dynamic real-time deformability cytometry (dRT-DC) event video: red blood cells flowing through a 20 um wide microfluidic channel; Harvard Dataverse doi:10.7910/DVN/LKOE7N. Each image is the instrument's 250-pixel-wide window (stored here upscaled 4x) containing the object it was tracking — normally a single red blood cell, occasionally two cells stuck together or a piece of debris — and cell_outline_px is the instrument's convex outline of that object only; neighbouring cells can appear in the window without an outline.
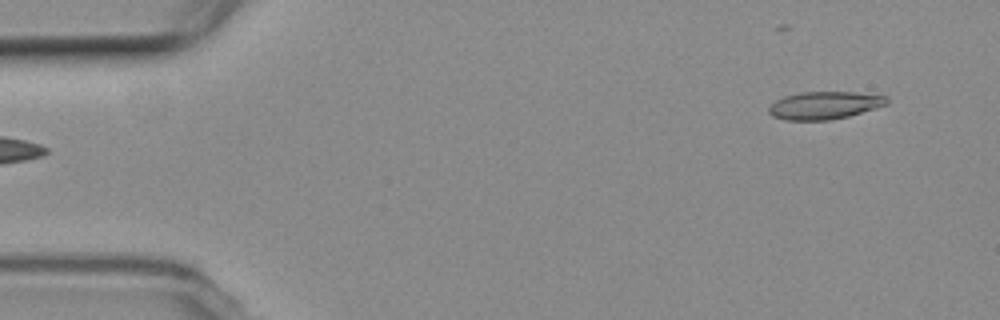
{"species": "common noctule bat (a hibernating species)", "species_latin": "Nyctalus noctula", "temperature_condition": "room temperature", "stored_images_in_passage": 6, "segment_of_instrument_passage": [2, 2], "camera_frame_rate_fps": 3000, "um_per_image_px": 0.085, "animal": {"sex": "female", "body_mass_g": 19.3, "forearm_length_mm": 54.1}, "frame": {"image": 1, "passage_image": 6, "time_ms": 5.667, "image_size_px": [1000, 320], "cell_outline_px": [[888, 104], [876, 108], [848, 116], [828, 120], [784, 120], [772, 116], [768, 112], [768, 108], [776, 100], [784, 96], [800, 92], [852, 92], [888, 96]], "centroid_in_image_um": [70.07, 8.95], "position_along_channel_um": 14.9, "area_um2": 19.02}}